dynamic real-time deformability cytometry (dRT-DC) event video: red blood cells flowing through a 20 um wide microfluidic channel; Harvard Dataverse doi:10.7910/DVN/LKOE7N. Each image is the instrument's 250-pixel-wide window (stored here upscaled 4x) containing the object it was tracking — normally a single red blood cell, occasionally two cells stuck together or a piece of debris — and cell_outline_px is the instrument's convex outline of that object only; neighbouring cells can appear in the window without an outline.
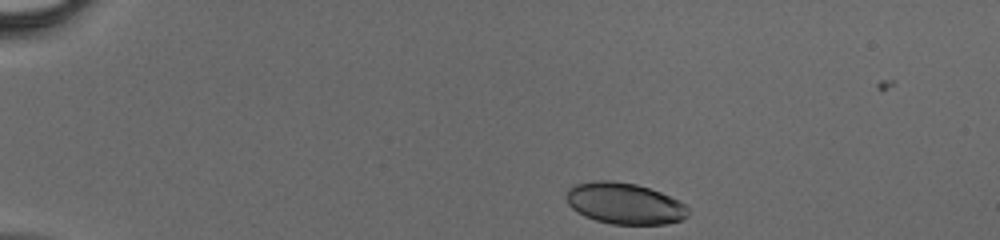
{"species": "human", "species_latin": "Homo sapiens", "temperature_condition": "cold", "stored_images_in_passage": 38, "camera_frame_rate_fps": 3000, "um_per_image_px": 0.085, "donor": {"sex": "male"}, "frame": {"image": 1, "passage_image": 1, "time_ms": 0.0, "image_size_px": [1000, 240], "cell_outline_px": [[688, 216], [680, 220], [668, 224], [612, 224], [596, 220], [584, 216], [576, 212], [568, 204], [568, 188], [576, 184], [596, 180], [608, 180], [636, 184], [660, 192], [680, 200], [688, 208]], "centroid_in_image_um": [53.1, 17.3], "position_along_channel_um": 31.9, "area_um2": 29.25}}
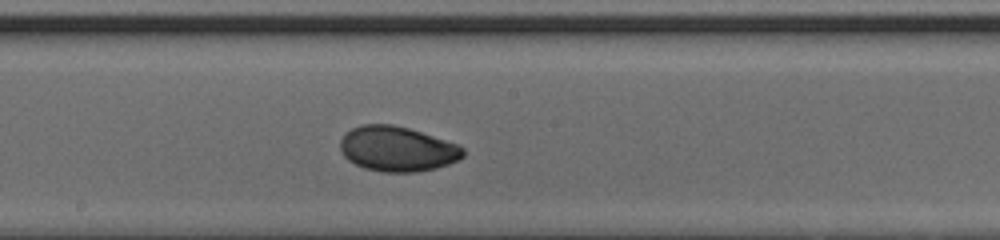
{"frame": {"image": 2, "passage_image": 19, "time_ms": 6.0, "image_size_px": [1000, 240], "cell_outline_px": [[464, 156], [460, 160], [436, 168], [416, 172], [384, 172], [364, 168], [348, 160], [340, 152], [340, 140], [352, 128], [364, 124], [392, 124], [408, 128], [460, 144], [464, 148]], "centroid_in_image_um": [33.79, 12.66], "position_along_channel_um": 214.4, "area_um2": 32.37}}
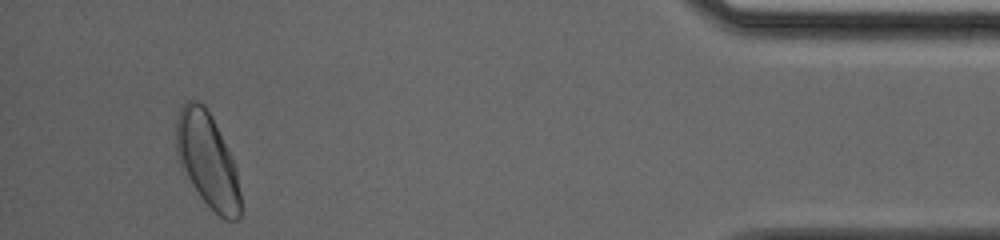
{"frame": {"image": 3, "passage_image": 36, "time_ms": 11.667, "image_size_px": [1000, 240], "cell_outline_px": [[240, 216], [236, 220], [224, 220], [200, 196], [192, 184], [180, 164], [176, 152], [176, 120], [180, 108], [188, 100], [196, 100], [204, 104], [212, 116], [232, 160], [236, 172], [240, 192]], "centroid_in_image_um": [17.61, 13.59], "position_along_channel_um": 417.6, "area_um2": 34.74}}